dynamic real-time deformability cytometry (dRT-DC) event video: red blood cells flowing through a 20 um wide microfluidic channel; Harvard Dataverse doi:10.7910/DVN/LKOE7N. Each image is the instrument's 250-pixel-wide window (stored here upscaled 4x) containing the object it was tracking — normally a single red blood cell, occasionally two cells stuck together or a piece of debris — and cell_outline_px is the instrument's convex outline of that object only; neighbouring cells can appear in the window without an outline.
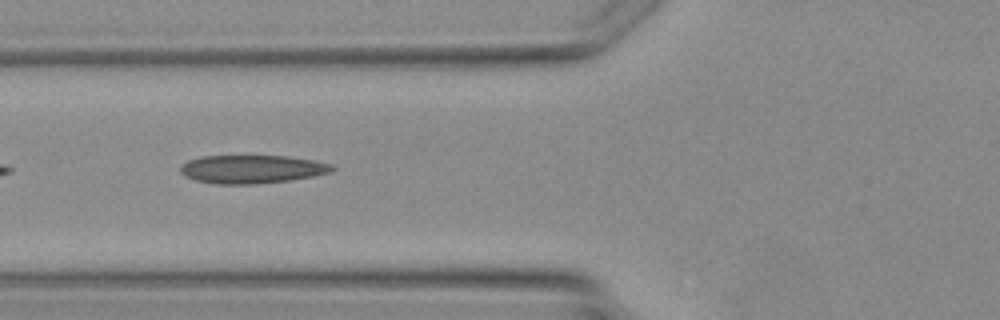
{"species": "Egyptian fruit bat (a non-hibernating species)", "species_latin": "Rousettus aegyptiacus", "temperature_condition": "warm", "stored_images_in_passage": 5, "camera_frame_rate_fps": 3000, "um_per_image_px": 0.085, "animal": {"sex": "female"}, "frame": {"image": 1, "passage_image": 4, "time_ms": 4.667, "image_size_px": [1000, 320], "cell_outline_px": [[336, 168], [332, 172], [312, 176], [288, 180], [256, 184], [216, 184], [196, 180], [184, 176], [180, 172], [180, 164], [188, 160], [200, 156], [288, 156], [312, 160], [332, 164]], "centroid_in_image_um": [21.38, 14.37], "position_along_channel_um": 104.4, "area_um2": 25.09}}
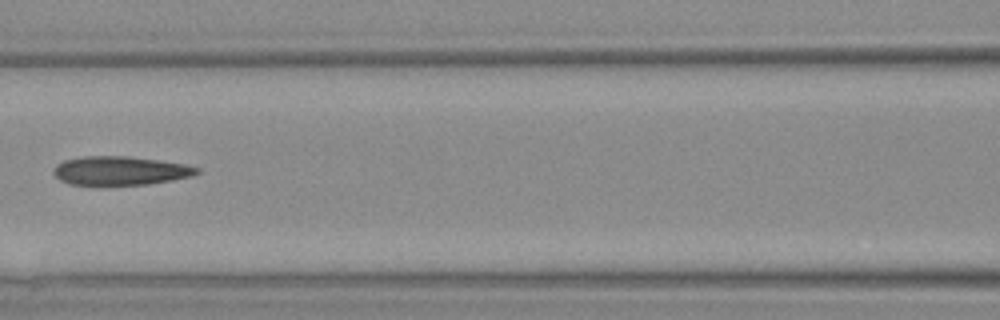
{"frame": {"image": 2, "passage_image": 5, "time_ms": 5.667, "image_size_px": [1000, 320], "cell_outline_px": [[200, 172], [192, 176], [172, 180], [148, 184], [68, 184], [60, 180], [52, 172], [56, 164], [64, 160], [84, 156], [128, 156], [184, 164], [200, 168]], "centroid_in_image_um": [10.21, 14.5], "position_along_channel_um": 156.4, "area_um2": 23.81}}